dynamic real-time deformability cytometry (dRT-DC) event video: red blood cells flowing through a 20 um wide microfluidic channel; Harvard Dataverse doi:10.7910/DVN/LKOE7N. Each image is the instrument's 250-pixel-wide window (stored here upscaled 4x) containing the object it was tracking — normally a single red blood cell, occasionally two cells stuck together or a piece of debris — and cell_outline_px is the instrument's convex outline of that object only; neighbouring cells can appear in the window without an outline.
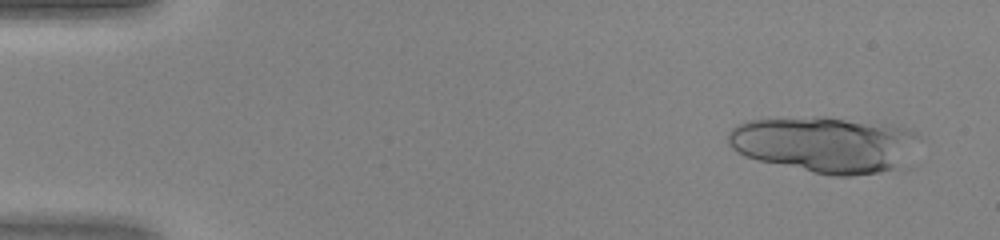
{"species": "human", "species_latin": "Homo sapiens", "temperature_condition": "warm", "stored_images_in_passage": 14, "camera_frame_rate_fps": 3000, "um_per_image_px": 0.085, "donor": {"sex": "female"}, "frame": {"image": 1, "passage_image": 3, "time_ms": 0.667, "image_size_px": [1000, 240], "cell_outline_px": [[916, 136], [896, 168], [880, 172], [852, 176], [832, 176], [812, 172], [760, 160], [744, 156], [736, 152], [728, 144], [728, 136], [732, 128], [748, 120], [816, 116], [828, 116], [892, 124], [912, 128], [916, 132]], "centroid_in_image_um": [70.03, 12.24], "position_along_channel_um": 15.0, "area_um2": 61.85}}